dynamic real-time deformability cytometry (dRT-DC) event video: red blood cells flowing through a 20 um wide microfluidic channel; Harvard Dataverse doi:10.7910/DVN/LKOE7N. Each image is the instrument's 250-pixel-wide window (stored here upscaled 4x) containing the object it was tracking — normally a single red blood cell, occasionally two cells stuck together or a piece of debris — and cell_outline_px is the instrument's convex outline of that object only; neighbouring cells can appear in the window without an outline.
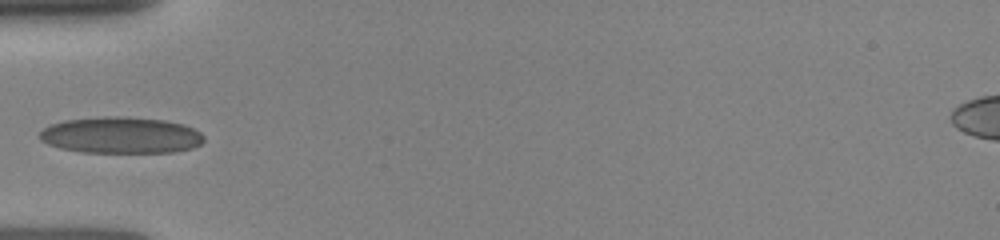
{"species": "human", "species_latin": "Homo sapiens", "temperature_condition": "room temperature", "stored_images_in_passage": 24, "camera_frame_rate_fps": 3000, "um_per_image_px": 0.085, "donor": {"sex": "female"}, "frame": {"image": 1, "passage_image": 1, "time_ms": 0.0, "image_size_px": [1000, 240], "cell_outline_px": [[204, 140], [200, 144], [192, 148], [172, 152], [80, 152], [60, 148], [48, 144], [40, 140], [40, 132], [44, 128], [52, 124], [64, 120], [104, 116], [128, 116], [164, 120], [184, 124], [200, 132], [204, 136]], "centroid_in_image_um": [10.28, 11.48], "position_along_channel_um": 74.7, "area_um2": 34.97}}
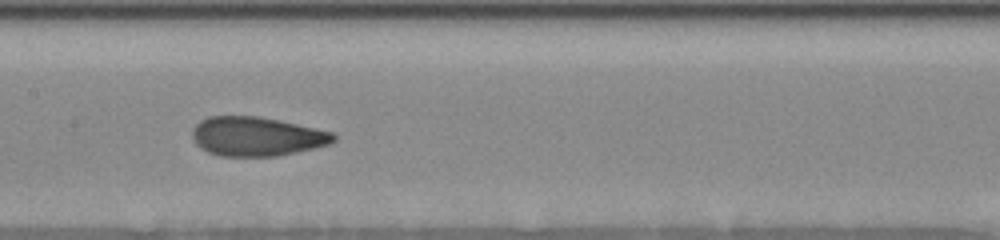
{"frame": {"image": 2, "passage_image": 15, "time_ms": 2.667, "image_size_px": [1000, 240], "cell_outline_px": [[336, 140], [328, 144], [296, 152], [276, 156], [220, 156], [208, 152], [200, 148], [196, 144], [192, 136], [192, 128], [200, 120], [208, 116], [260, 116], [332, 132], [336, 136]], "centroid_in_image_um": [21.76, 11.59], "position_along_channel_um": 185.6, "area_um2": 32.14}}
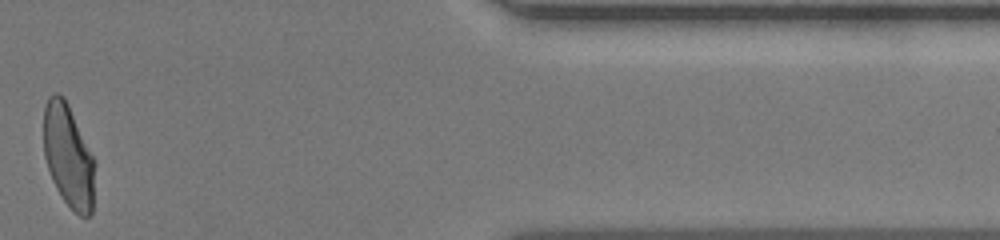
{"frame": {"image": 3, "passage_image": 23, "time_ms": 9.0, "image_size_px": [1000, 240], "cell_outline_px": [[92, 212], [88, 216], [80, 216], [64, 200], [56, 188], [52, 180], [44, 156], [44, 108], [48, 96], [56, 92], [60, 92], [64, 96], [68, 104], [92, 156]], "centroid_in_image_um": [5.75, 13.2], "position_along_channel_um": 405.6, "area_um2": 29.77}}